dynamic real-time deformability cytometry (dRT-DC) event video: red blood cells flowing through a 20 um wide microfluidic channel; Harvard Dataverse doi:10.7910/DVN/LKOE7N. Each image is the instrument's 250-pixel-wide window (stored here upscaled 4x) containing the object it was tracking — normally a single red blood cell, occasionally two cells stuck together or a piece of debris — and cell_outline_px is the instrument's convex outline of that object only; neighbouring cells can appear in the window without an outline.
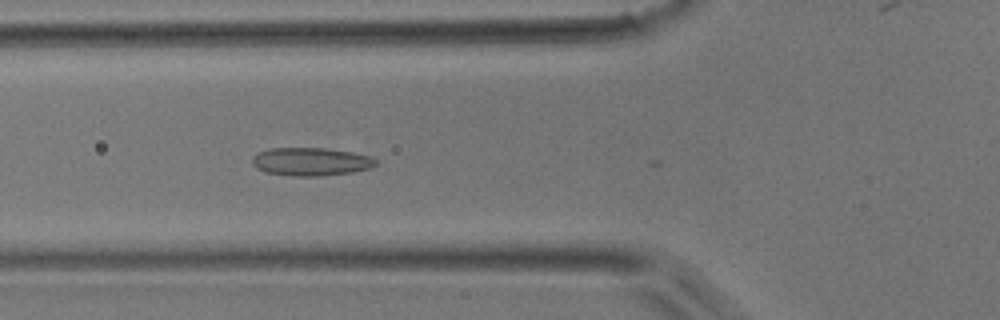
{"species": "common noctule bat (a hibernating species)", "species_latin": "Nyctalus noctula", "temperature_condition": "room temperature", "stored_images_in_passage": 22, "camera_frame_rate_fps": 3000, "um_per_image_px": 0.085, "animal": {"sex": "male", "body_mass_g": 17.9}, "frame": {"image": 1, "passage_image": 5, "time_ms": 1.333, "image_size_px": [1000, 320], "cell_outline_px": [[376, 164], [372, 168], [352, 172], [320, 176], [296, 176], [264, 172], [256, 168], [252, 164], [252, 156], [256, 152], [272, 148], [324, 148], [352, 152], [372, 156], [376, 160]], "centroid_in_image_um": [26.41, 13.74], "position_along_channel_um": 99.4, "area_um2": 20.4}}
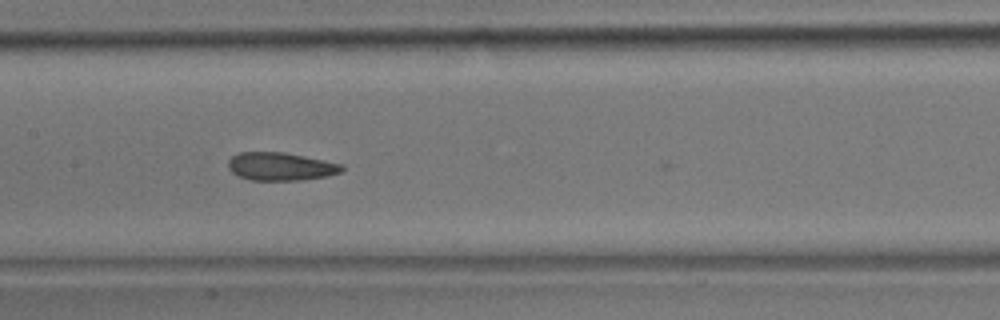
{"frame": {"image": 2, "passage_image": 11, "time_ms": 3.333, "image_size_px": [1000, 320], "cell_outline_px": [[344, 168], [340, 172], [328, 176], [304, 180], [252, 180], [236, 176], [228, 168], [228, 160], [232, 156], [240, 152], [284, 152], [344, 164]], "centroid_in_image_um": [23.85, 14.15], "position_along_channel_um": 183.5, "area_um2": 18.73}}
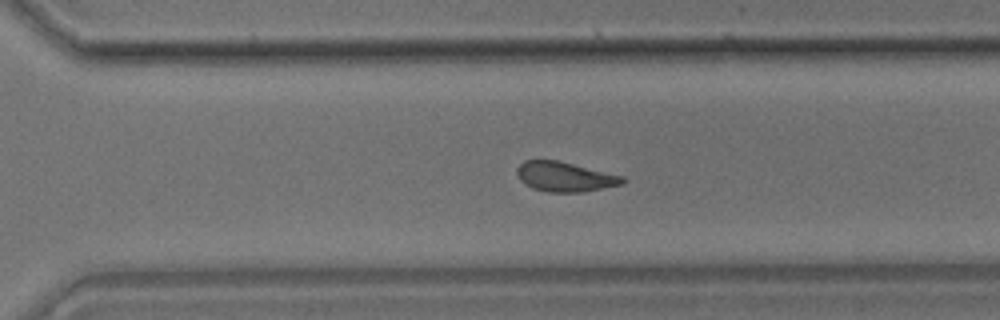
{"frame": {"image": 3, "passage_image": 21, "time_ms": 6.667, "image_size_px": [1000, 320], "cell_outline_px": [[628, 180], [624, 184], [584, 192], [548, 192], [532, 188], [524, 184], [520, 180], [516, 172], [516, 168], [524, 160], [560, 160], [624, 176]], "centroid_in_image_um": [48.04, 15.02], "position_along_channel_um": 322.6, "area_um2": 18.67}}